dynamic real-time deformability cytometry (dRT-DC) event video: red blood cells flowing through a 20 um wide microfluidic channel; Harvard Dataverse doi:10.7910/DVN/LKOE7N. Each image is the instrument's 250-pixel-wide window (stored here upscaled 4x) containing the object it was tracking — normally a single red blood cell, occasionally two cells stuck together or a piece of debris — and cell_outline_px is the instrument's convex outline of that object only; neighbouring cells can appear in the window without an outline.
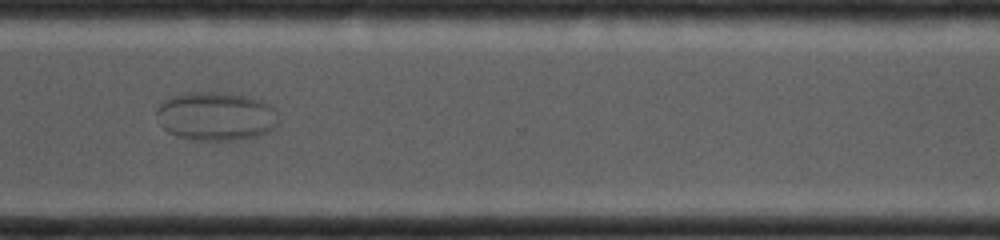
{"species": "common noctule bat (a hibernating species)", "species_latin": "Nyctalus noctula", "temperature_condition": "cold", "stored_images_in_passage": 49, "segment_of_instrument_passage": [2, 2], "camera_frame_rate_fps": 4000, "um_per_image_px": 0.085, "animal": {"sex": "female", "body_mass_g": 19.0, "forearm_length_mm": 53.3}, "frame": {"image": 1, "passage_image": 38, "time_ms": 9.25, "image_size_px": [1000, 240], "cell_outline_px": [[276, 128], [268, 132], [256, 136], [240, 140], [192, 140], [176, 136], [168, 132], [164, 128], [164, 124], [276, 124]], "centroid_in_image_um": [18.56, 11.14], "position_along_channel_um": 352.0, "area_um2": 10.75}}